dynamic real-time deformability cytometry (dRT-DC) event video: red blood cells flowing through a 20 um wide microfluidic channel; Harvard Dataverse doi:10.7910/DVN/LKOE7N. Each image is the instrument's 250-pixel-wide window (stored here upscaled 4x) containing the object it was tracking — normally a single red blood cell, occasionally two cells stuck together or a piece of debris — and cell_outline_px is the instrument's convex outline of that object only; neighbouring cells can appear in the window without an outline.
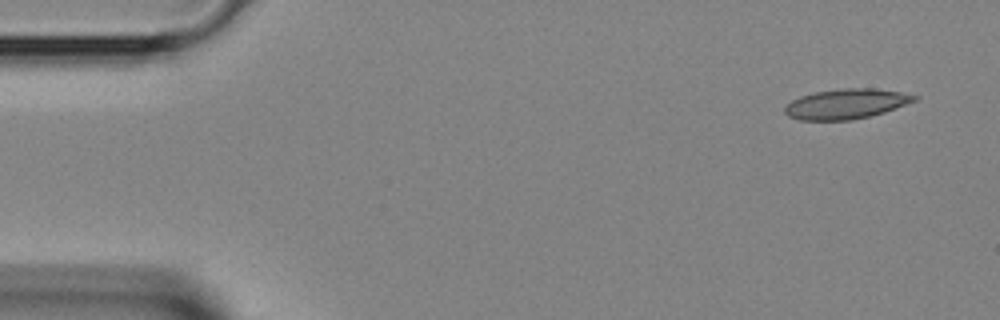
{"species": "Egyptian fruit bat (a non-hibernating species)", "species_latin": "Rousettus aegyptiacus", "temperature_condition": "room temperature", "stored_images_in_passage": 4, "camera_frame_rate_fps": 3000, "um_per_image_px": 0.085, "animal": {"sex": "female"}, "frame": {"image": 1, "passage_image": 1, "time_ms": 0.0, "image_size_px": [1000, 320], "cell_outline_px": [[920, 96], [916, 100], [884, 112], [852, 120], [800, 120], [788, 116], [784, 112], [784, 108], [792, 100], [800, 96], [812, 92], [840, 88], [876, 88], [900, 92]], "centroid_in_image_um": [71.9, 8.82], "position_along_channel_um": 13.1, "area_um2": 22.66}}
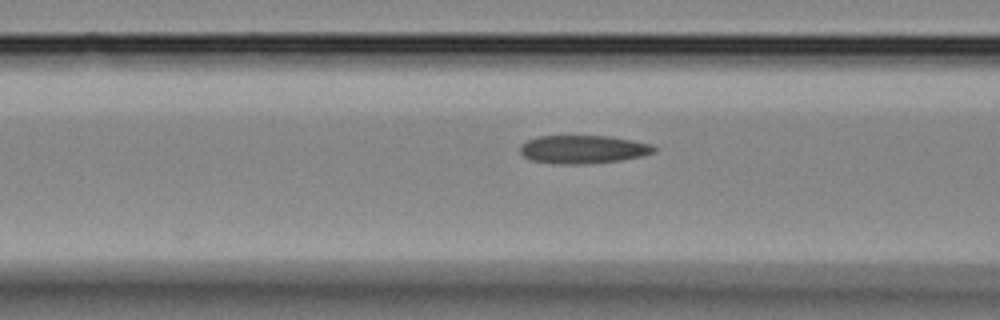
{"frame": {"image": 2, "passage_image": 4, "time_ms": 1.0, "image_size_px": [1000, 320], "cell_outline_px": [[656, 152], [644, 156], [620, 160], [588, 164], [552, 164], [528, 160], [520, 152], [520, 144], [528, 140], [540, 136], [608, 136], [632, 140], [652, 144], [656, 148]], "centroid_in_image_um": [49.56, 12.71], "position_along_channel_um": 117.0, "area_um2": 22.31}}